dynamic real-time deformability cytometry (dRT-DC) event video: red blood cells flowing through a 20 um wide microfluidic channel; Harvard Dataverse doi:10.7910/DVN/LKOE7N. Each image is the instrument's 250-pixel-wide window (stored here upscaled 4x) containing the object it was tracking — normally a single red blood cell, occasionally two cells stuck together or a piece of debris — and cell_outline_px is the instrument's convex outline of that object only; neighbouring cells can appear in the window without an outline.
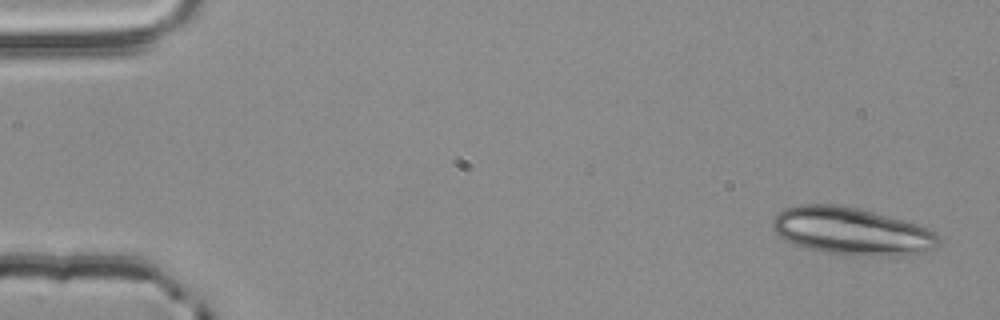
{"species": "common noctule bat (a hibernating species)", "species_latin": "Nyctalus noctula", "temperature_condition": "room temperature", "stored_images_in_passage": 5, "camera_frame_rate_fps": 3000, "um_per_image_px": 0.085, "animal": {"sex": "male", "body_mass_g": 20.4}, "frame": {"image": 1, "passage_image": 1, "time_ms": 0.0, "image_size_px": [1000, 320], "cell_outline_px": [[940, 244], [916, 256], [852, 256], [804, 248], [784, 240], [772, 228], [772, 220], [784, 208], [800, 204], [836, 204], [860, 208], [904, 220], [928, 228], [936, 232], [940, 236]], "centroid_in_image_um": [72.44, 19.67], "position_along_channel_um": 12.6, "area_um2": 46.59}}